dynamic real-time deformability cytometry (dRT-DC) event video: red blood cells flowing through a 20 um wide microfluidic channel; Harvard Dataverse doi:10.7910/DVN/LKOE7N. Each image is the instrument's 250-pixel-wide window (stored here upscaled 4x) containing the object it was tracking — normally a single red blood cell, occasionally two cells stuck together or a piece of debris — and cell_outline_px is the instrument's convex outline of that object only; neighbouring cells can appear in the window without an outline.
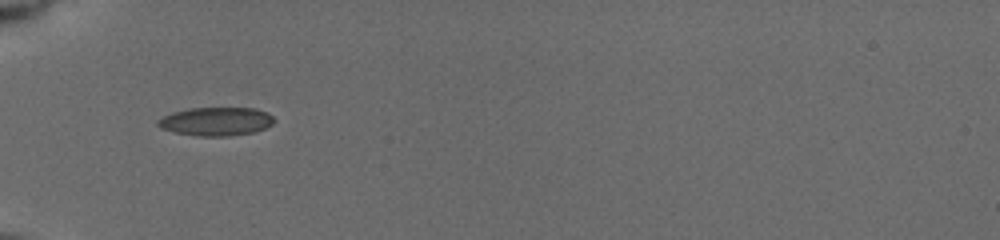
{"species": "common noctule bat (a hibernating species)", "species_latin": "Nyctalus noctula", "temperature_condition": "cold", "stored_images_in_passage": 5, "camera_frame_rate_fps": 3000, "um_per_image_px": 0.085, "animal": {"sex": "female", "body_mass_g": 19.5, "forearm_length_mm": 54.1}, "frame": {"image": 1, "passage_image": 1, "time_ms": 0.0, "image_size_px": [1000, 240], "cell_outline_px": [[276, 120], [272, 124], [264, 128], [252, 132], [228, 136], [196, 136], [176, 132], [160, 128], [156, 124], [156, 120], [172, 112], [188, 108], [256, 108], [268, 112]], "centroid_in_image_um": [18.35, 10.31], "position_along_channel_um": 66.6, "area_um2": 19.36}}
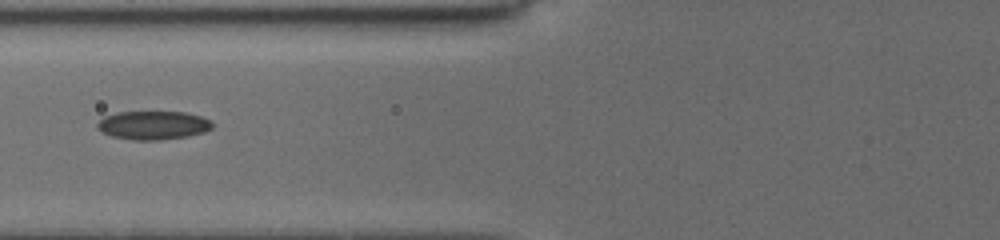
{"frame": {"image": 2, "passage_image": 3, "time_ms": 1.333, "image_size_px": [1000, 240], "cell_outline_px": [[212, 128], [204, 132], [188, 136], [160, 140], [132, 140], [112, 136], [100, 132], [96, 128], [96, 124], [104, 116], [116, 112], [188, 112], [212, 120]], "centroid_in_image_um": [13.0, 10.64], "position_along_channel_um": 112.8, "area_um2": 19.36}}
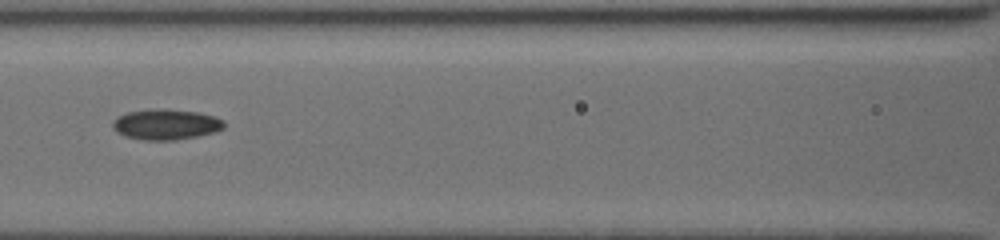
{"frame": {"image": 3, "passage_image": 4, "time_ms": 2.333, "image_size_px": [1000, 240], "cell_outline_px": [[224, 128], [212, 132], [196, 136], [176, 140], [144, 140], [124, 136], [112, 128], [112, 120], [116, 116], [128, 112], [160, 108], [200, 112], [224, 120]], "centroid_in_image_um": [14.06, 10.57], "position_along_channel_um": 152.5, "area_um2": 19.83}}